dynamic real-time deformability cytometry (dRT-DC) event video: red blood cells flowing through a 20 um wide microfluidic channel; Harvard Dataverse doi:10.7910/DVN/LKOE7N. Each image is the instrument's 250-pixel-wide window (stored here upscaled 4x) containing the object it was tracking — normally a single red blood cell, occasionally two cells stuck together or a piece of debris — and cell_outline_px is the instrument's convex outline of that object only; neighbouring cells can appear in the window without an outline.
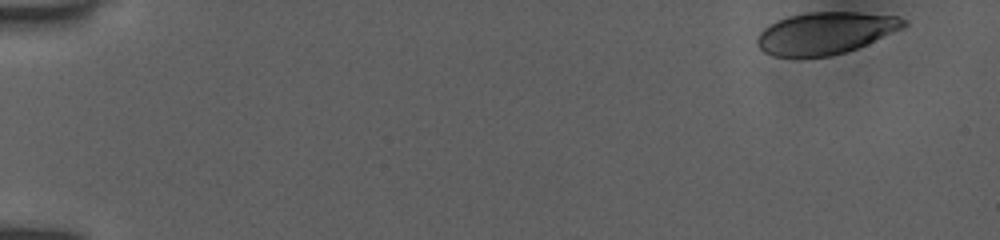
{"species": "human", "species_latin": "Homo sapiens", "temperature_condition": "room temperature", "stored_images_in_passage": 63, "camera_frame_rate_fps": 3000, "um_per_image_px": 0.085, "donor": {"sex": "female"}, "frame": {"image": 1, "passage_image": 1, "time_ms": 0.0, "image_size_px": [1000, 240], "cell_outline_px": [[908, 24], [904, 28], [856, 48], [844, 52], [828, 56], [772, 56], [764, 52], [756, 44], [756, 36], [768, 24], [788, 16], [808, 12], [856, 12], [896, 16], [908, 20]], "centroid_in_image_um": [70.14, 2.8], "position_along_channel_um": 14.9, "area_um2": 35.78}}
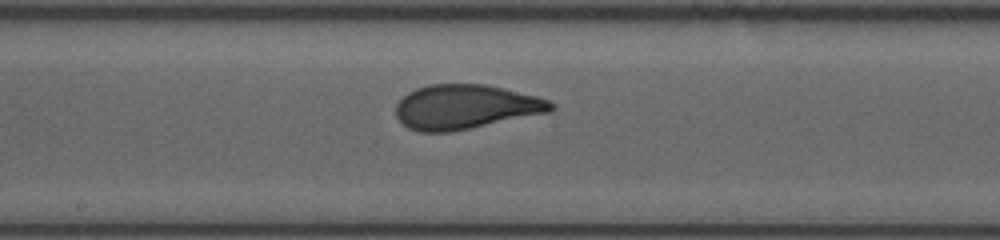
{"frame": {"image": 2, "passage_image": 33, "time_ms": 8.667, "image_size_px": [1000, 240], "cell_outline_px": [[556, 108], [548, 112], [448, 132], [420, 132], [408, 128], [396, 116], [396, 104], [408, 92], [416, 88], [428, 84], [484, 84], [504, 88], [536, 96], [548, 100], [556, 104]], "centroid_in_image_um": [39.54, 9.07], "position_along_channel_um": 208.7, "area_um2": 39.82}}
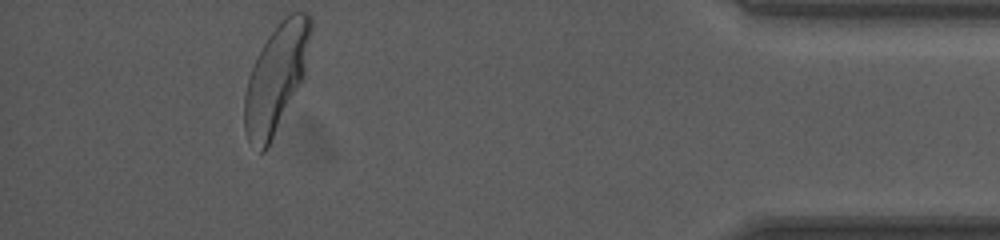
{"frame": {"image": 3, "passage_image": 62, "time_ms": 15.0, "image_size_px": [1000, 240], "cell_outline_px": [[312, 28], [304, 76], [268, 148], [264, 152], [260, 152], [248, 140], [244, 132], [244, 92], [248, 76], [268, 36], [280, 20], [292, 12], [308, 12], [312, 16]], "centroid_in_image_um": [23.47, 6.64], "position_along_channel_um": 411.7, "area_um2": 41.33}, "authors_computed_cell_mechanics": {"area_um2": 39.6508, "velocity_mm_per_s": 3.954, "shape_relaxation_time_tau1_ms": 4.3301, "shape_relaxation_time_tau2_ms": null, "deformation_change_tau1": 0.1917, "deformation_change_tau2": null}}